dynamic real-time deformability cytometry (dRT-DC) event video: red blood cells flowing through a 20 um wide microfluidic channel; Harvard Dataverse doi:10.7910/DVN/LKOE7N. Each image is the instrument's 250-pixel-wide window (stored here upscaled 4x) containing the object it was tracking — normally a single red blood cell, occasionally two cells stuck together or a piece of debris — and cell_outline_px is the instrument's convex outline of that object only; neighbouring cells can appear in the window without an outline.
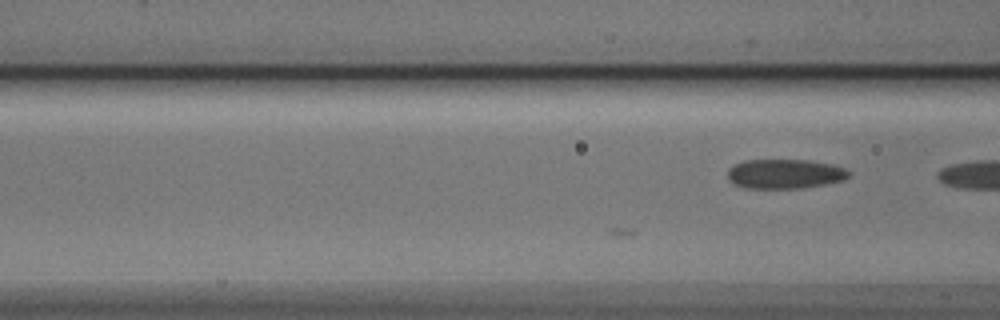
{"species": "Egyptian fruit bat (a non-hibernating species)", "species_latin": "Rousettus aegyptiacus", "temperature_condition": "cold", "stored_images_in_passage": 14, "camera_frame_rate_fps": 3000, "um_per_image_px": 0.085, "animal": {"sex": "male"}, "frame": {"image": 1, "passage_image": 14, "time_ms": 4.333, "image_size_px": [1000, 320], "cell_outline_px": [[848, 176], [844, 180], [824, 184], [796, 188], [744, 188], [732, 184], [728, 180], [728, 168], [732, 164], [744, 160], [808, 160], [832, 164], [844, 168], [848, 172]], "centroid_in_image_um": [66.63, 14.77], "position_along_channel_um": 100.0, "area_um2": 20.87}}